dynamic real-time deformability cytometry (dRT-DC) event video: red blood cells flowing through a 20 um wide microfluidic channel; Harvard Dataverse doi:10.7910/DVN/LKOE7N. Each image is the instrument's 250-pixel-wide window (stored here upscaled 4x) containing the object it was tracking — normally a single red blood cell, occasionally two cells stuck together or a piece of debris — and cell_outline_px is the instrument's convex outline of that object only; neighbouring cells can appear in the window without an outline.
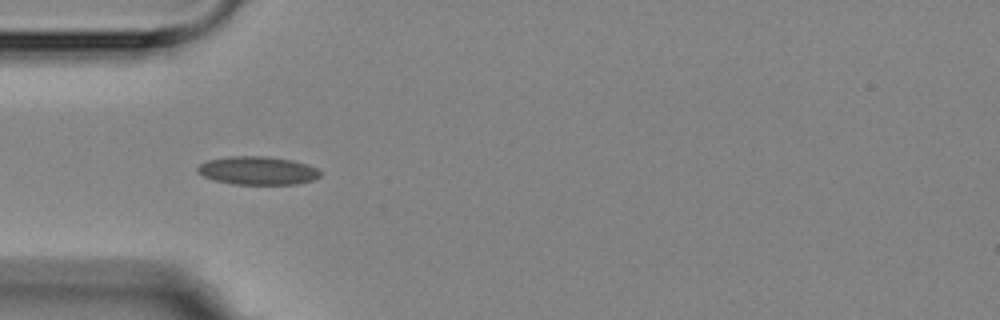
{"species": "Egyptian fruit bat (a non-hibernating species)", "species_latin": "Rousettus aegyptiacus", "temperature_condition": "room temperature", "stored_images_in_passage": 8, "camera_frame_rate_fps": 3000, "um_per_image_px": 0.085, "animal": {"sex": "female"}, "frame": {"image": 1, "passage_image": 5, "time_ms": 4.667, "image_size_px": [1000, 320], "cell_outline_px": [[320, 176], [312, 180], [296, 184], [236, 184], [216, 180], [204, 176], [196, 172], [196, 168], [200, 164], [208, 160], [228, 156], [268, 156], [292, 160], [308, 164], [316, 168], [320, 172]], "centroid_in_image_um": [21.9, 14.49], "position_along_channel_um": 63.1, "area_um2": 20.17}}
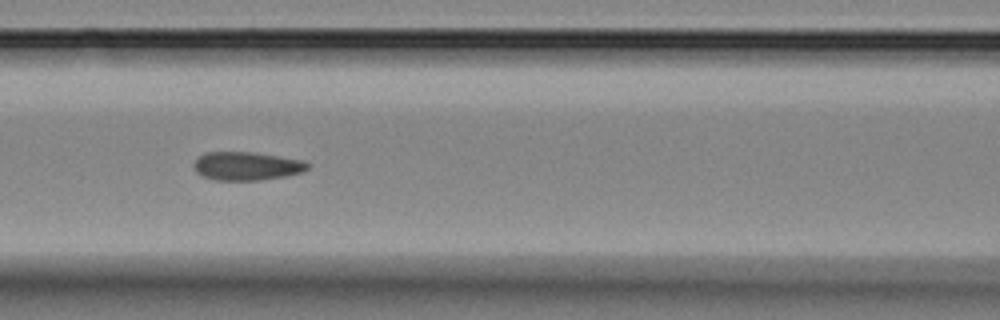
{"frame": {"image": 2, "passage_image": 7, "time_ms": 7.0, "image_size_px": [1000, 320], "cell_outline_px": [[308, 168], [300, 172], [284, 176], [260, 180], [216, 180], [200, 176], [196, 172], [192, 164], [204, 152], [252, 152], [304, 160], [308, 164]], "centroid_in_image_um": [20.91, 14.11], "position_along_channel_um": 145.7, "area_um2": 18.79}}
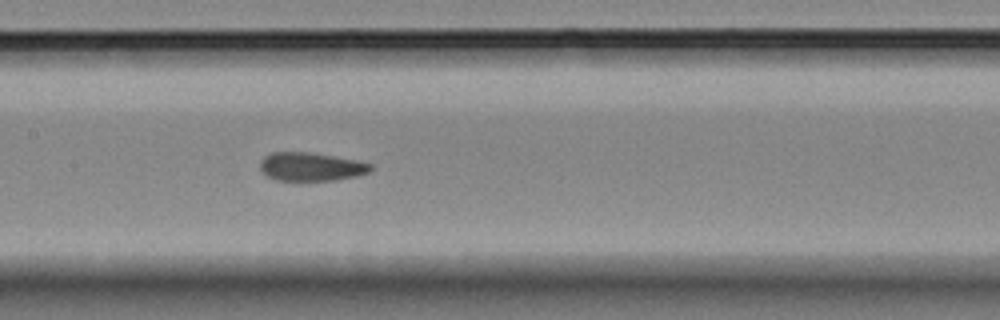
{"frame": {"image": 3, "passage_image": 8, "time_ms": 8.0, "image_size_px": [1000, 320], "cell_outline_px": [[372, 168], [368, 172], [356, 176], [336, 180], [276, 180], [268, 176], [260, 168], [260, 160], [264, 156], [272, 152], [312, 152], [356, 160], [372, 164]], "centroid_in_image_um": [26.43, 14.16], "position_along_channel_um": 181.0, "area_um2": 18.26}}